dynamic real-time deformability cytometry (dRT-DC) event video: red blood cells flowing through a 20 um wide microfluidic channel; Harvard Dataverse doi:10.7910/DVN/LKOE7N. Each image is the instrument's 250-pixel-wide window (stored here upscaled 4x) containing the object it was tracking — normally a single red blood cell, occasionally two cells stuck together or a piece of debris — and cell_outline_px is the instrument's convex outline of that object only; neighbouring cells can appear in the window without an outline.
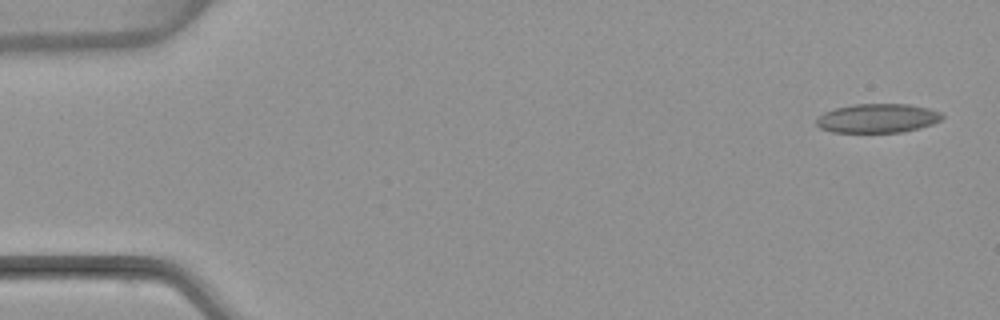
{"species": "common noctule bat (a hibernating species)", "species_latin": "Nyctalus noctula", "temperature_condition": "warm", "stored_images_in_passage": 5, "camera_frame_rate_fps": 3000, "um_per_image_px": 0.085, "animal": {"sex": "female", "body_mass_g": 22.7, "forearm_length_mm": 54.2}, "frame": {"image": 1, "passage_image": 1, "time_ms": 0.0, "image_size_px": [1000, 320], "cell_outline_px": [[944, 116], [940, 120], [932, 124], [920, 128], [904, 132], [832, 132], [820, 128], [816, 124], [816, 120], [824, 112], [836, 108], [856, 104], [908, 104], [928, 108], [940, 112]], "centroid_in_image_um": [74.6, 10.05], "position_along_channel_um": 10.4, "area_um2": 21.21}}
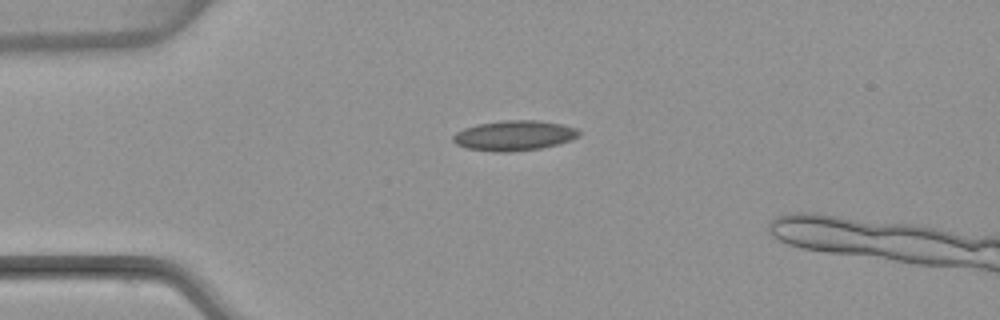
{"frame": {"image": 2, "passage_image": 4, "time_ms": 3.667, "image_size_px": [1000, 320], "cell_outline_px": [[580, 136], [572, 140], [540, 148], [512, 152], [492, 152], [464, 148], [456, 144], [452, 140], [452, 136], [456, 132], [464, 128], [476, 124], [504, 120], [540, 120], [564, 124], [576, 128], [580, 132]], "centroid_in_image_um": [43.69, 11.52], "position_along_channel_um": 41.3, "area_um2": 22.43}}